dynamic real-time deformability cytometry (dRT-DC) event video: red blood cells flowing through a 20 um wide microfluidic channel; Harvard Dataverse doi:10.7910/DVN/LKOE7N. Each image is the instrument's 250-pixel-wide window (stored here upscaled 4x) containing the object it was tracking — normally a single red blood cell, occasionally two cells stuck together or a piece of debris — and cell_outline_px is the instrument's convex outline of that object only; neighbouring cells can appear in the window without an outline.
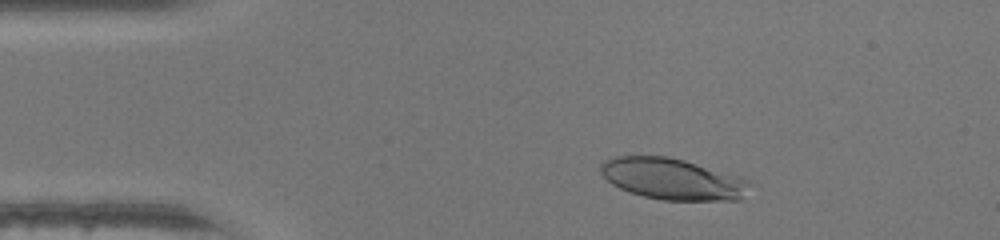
{"species": "human", "species_latin": "Homo sapiens", "temperature_condition": "warm", "stored_images_in_passage": 45, "camera_frame_rate_fps": 3000, "um_per_image_px": 0.085, "donor": {"sex": "female"}, "frame": {"image": 1, "passage_image": 6, "time_ms": 1.667, "image_size_px": [1000, 240], "cell_outline_px": [[748, 180], [740, 200], [660, 200], [628, 192], [612, 184], [600, 172], [600, 164], [604, 160], [616, 156], [668, 156], [684, 160], [736, 176]], "centroid_in_image_um": [57.06, 15.21], "position_along_channel_um": 27.9, "area_um2": 35.26}}
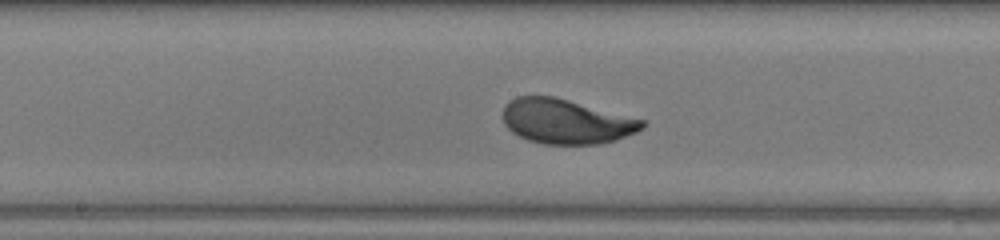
{"frame": {"image": 2, "passage_image": 22, "time_ms": 7.0, "image_size_px": [1000, 240], "cell_outline_px": [[648, 124], [644, 128], [636, 132], [616, 140], [600, 144], [544, 144], [528, 140], [512, 132], [504, 124], [504, 104], [508, 100], [516, 96], [556, 96], [648, 120]], "centroid_in_image_um": [48.18, 10.31], "position_along_channel_um": 200.0, "area_um2": 36.88}}
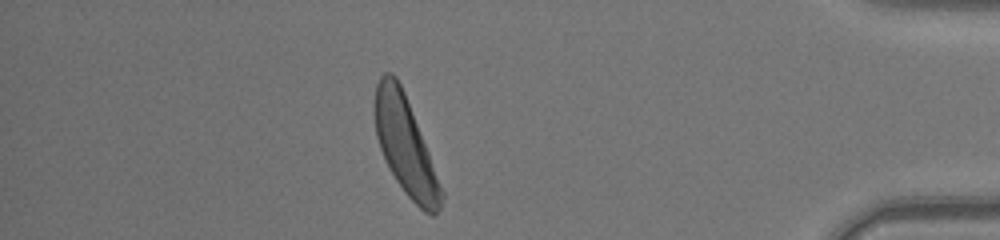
{"frame": {"image": 3, "passage_image": 39, "time_ms": 12.667, "image_size_px": [1000, 240], "cell_outline_px": [[444, 196], [440, 208], [432, 216], [424, 212], [404, 192], [396, 180], [384, 160], [376, 136], [372, 104], [376, 84], [380, 76], [384, 72], [392, 72], [396, 76], [404, 92], [444, 192]], "centroid_in_image_um": [34.41, 12.35], "position_along_channel_um": 400.8, "area_um2": 37.8}, "authors_computed_cell_mechanics": {"area_um2": 36.8764, "velocity_mm_per_s": 4.3542, "shape_relaxation_time_tau1_ms": 2.6525, "shape_relaxation_time_tau2_ms": null, "deformation_change_tau1": 0.1841, "deformation_change_tau2": null}}